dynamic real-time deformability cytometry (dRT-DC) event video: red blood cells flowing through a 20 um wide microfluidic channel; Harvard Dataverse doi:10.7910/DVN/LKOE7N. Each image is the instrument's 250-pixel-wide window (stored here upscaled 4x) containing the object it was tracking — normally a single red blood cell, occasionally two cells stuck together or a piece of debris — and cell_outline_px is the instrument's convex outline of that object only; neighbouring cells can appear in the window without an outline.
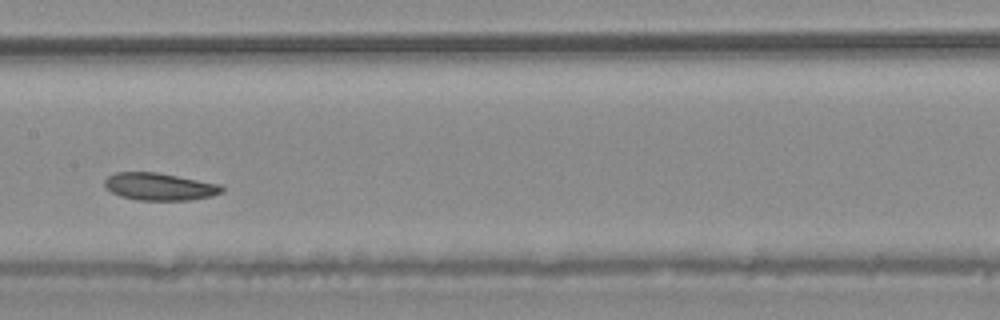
{"species": "common noctule bat (a hibernating species)", "species_latin": "Nyctalus noctula", "temperature_condition": "warm", "stored_images_in_passage": 37, "camera_frame_rate_fps": 3000, "um_per_image_px": 0.085, "animal": {"sex": "male", "body_mass_g": 20.4}, "frame": {"image": 1, "passage_image": 16, "time_ms": 5.0, "image_size_px": [1000, 320], "cell_outline_px": [[224, 192], [212, 196], [188, 200], [136, 200], [120, 196], [104, 188], [104, 180], [108, 176], [116, 172], [156, 172], [220, 184], [224, 188]], "centroid_in_image_um": [13.54, 15.86], "position_along_channel_um": 193.9, "area_um2": 18.79}}